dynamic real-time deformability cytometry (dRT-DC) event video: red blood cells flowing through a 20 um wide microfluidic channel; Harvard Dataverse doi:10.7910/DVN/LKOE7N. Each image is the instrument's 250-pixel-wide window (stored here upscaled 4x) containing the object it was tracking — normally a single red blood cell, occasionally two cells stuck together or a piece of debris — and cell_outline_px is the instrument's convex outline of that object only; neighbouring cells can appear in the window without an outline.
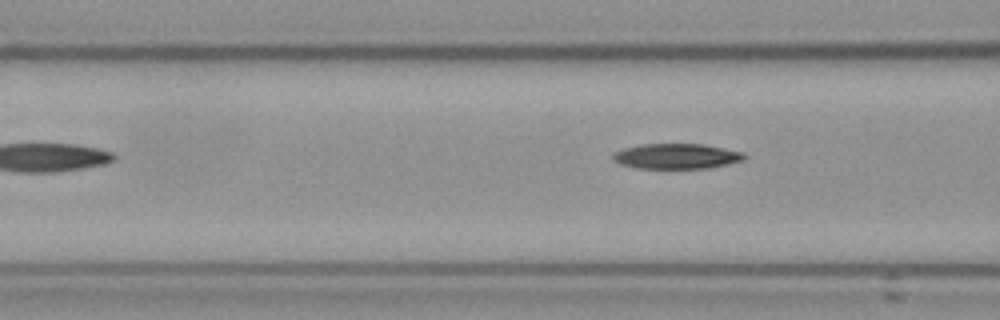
{"species": "Egyptian fruit bat (a non-hibernating species)", "species_latin": "Rousettus aegyptiacus", "temperature_condition": "cold", "stored_images_in_passage": 5, "camera_frame_rate_fps": 3000, "um_per_image_px": 0.085, "frame": {"image": 1, "passage_image": 5, "time_ms": 5.0, "image_size_px": [1000, 320], "cell_outline_px": [[748, 156], [744, 160], [728, 164], [708, 168], [636, 168], [620, 164], [612, 160], [612, 156], [616, 152], [624, 148], [640, 144], [704, 144], [744, 152]], "centroid_in_image_um": [57.53, 13.28], "position_along_channel_um": 109.1, "area_um2": 19.42}}